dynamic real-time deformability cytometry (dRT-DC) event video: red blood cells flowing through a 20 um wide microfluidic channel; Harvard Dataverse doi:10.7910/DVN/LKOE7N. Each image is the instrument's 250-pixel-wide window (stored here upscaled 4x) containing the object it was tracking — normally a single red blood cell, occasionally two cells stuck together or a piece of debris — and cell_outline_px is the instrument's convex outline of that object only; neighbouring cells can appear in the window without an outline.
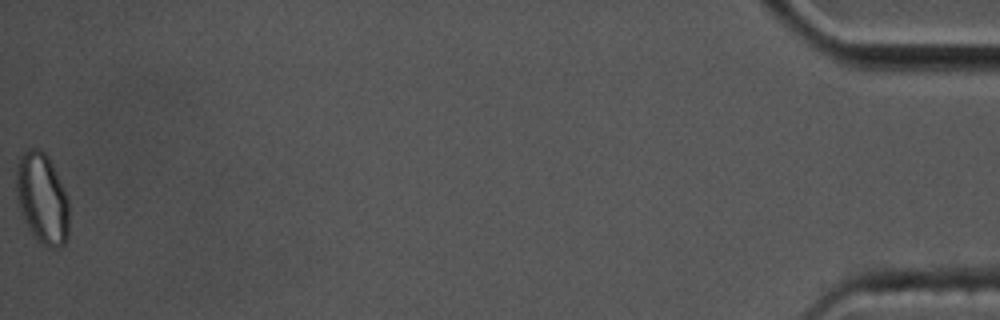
{"species": "common noctule bat (a hibernating species)", "species_latin": "Nyctalus noctula", "temperature_condition": "cold", "stored_images_in_passage": 52, "camera_frame_rate_fps": 3000, "um_per_image_px": 0.085, "animal": {"sex": "male", "body_mass_g": 17.5, "forearm_length_mm": 52.3}, "frame": {"image": 1, "passage_image": 52, "time_ms": 17.0, "image_size_px": [1000, 320], "cell_outline_px": [[68, 236], [64, 244], [60, 248], [48, 248], [28, 228], [20, 208], [16, 196], [16, 164], [20, 156], [28, 148], [40, 148], [48, 156], [68, 196]], "centroid_in_image_um": [3.59, 16.84], "position_along_channel_um": 431.6, "area_um2": 27.92}, "authors_computed_cell_mechanics": {"area_um2": 18.1781, "velocity_mm_per_s": 3.438, "shape_relaxation_time_tau1_ms": 2.7705, "shape_relaxation_time_tau2_ms": 1.5894, "deformation_change_tau1": 0.0557, "deformation_change_tau2": 0.0524}}